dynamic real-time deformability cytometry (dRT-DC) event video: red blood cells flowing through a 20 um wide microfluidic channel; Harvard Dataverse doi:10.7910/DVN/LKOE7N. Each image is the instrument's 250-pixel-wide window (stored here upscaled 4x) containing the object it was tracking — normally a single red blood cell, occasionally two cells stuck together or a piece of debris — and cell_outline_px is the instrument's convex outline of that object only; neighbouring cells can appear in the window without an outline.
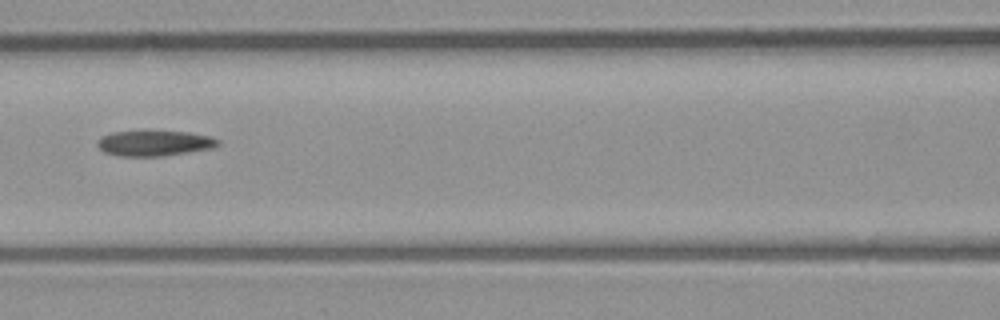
{"species": "common noctule bat (a hibernating species)", "species_latin": "Nyctalus noctula", "temperature_condition": "room temperature", "stored_images_in_passage": 5, "camera_frame_rate_fps": 3000, "um_per_image_px": 0.085, "animal": {"sex": "male", "body_mass_g": 23.1, "forearm_length_mm": 52.7}, "frame": {"image": 1, "passage_image": 5, "time_ms": 5.333, "image_size_px": [1000, 320], "cell_outline_px": [[220, 144], [212, 148], [160, 156], [120, 156], [104, 152], [96, 144], [104, 136], [112, 132], [140, 128], [144, 128], [188, 132], [208, 136], [220, 140]], "centroid_in_image_um": [13.1, 12.12], "position_along_channel_um": 153.5, "area_um2": 18.5}}